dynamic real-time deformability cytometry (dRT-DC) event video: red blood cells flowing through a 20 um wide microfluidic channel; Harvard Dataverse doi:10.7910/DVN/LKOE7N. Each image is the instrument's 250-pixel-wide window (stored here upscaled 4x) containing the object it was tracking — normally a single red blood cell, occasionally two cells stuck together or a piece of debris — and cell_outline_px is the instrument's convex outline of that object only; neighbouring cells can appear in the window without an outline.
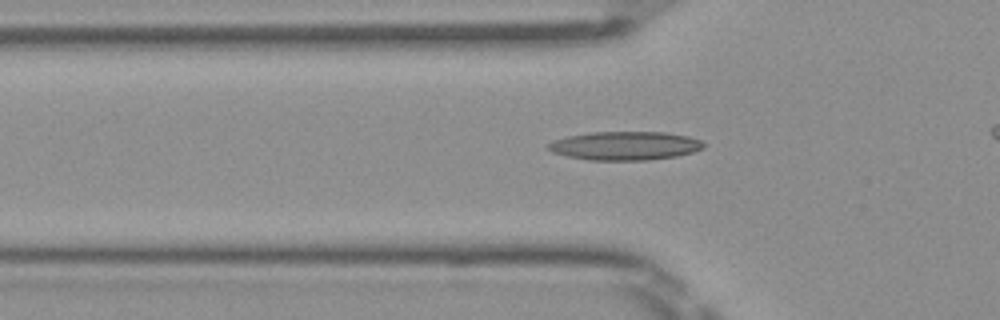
{"species": "Egyptian fruit bat (a non-hibernating species)", "species_latin": "Rousettus aegyptiacus", "temperature_condition": "room temperature", "stored_images_in_passage": 42, "camera_frame_rate_fps": 3000, "um_per_image_px": 0.085, "frame": {"image": 1, "passage_image": 17, "time_ms": 5.333, "image_size_px": [1000, 320], "cell_outline_px": [[704, 148], [692, 152], [676, 156], [648, 160], [588, 160], [568, 156], [552, 152], [548, 148], [548, 144], [552, 140], [568, 136], [588, 132], [664, 132], [688, 136], [700, 140], [704, 144]], "centroid_in_image_um": [53.11, 12.38], "position_along_channel_um": 72.7, "area_um2": 25.89}}
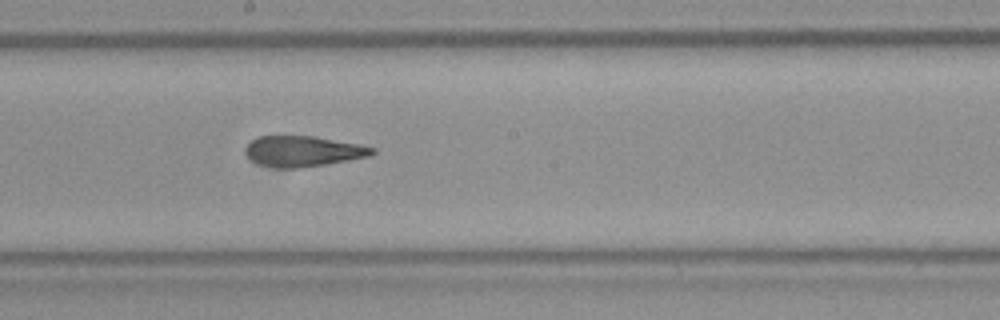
{"frame": {"image": 2, "passage_image": 28, "time_ms": 9.0, "image_size_px": [1000, 320], "cell_outline_px": [[376, 152], [368, 156], [348, 160], [300, 168], [276, 168], [256, 164], [244, 152], [244, 148], [252, 140], [260, 136], [316, 136], [360, 144], [376, 148]], "centroid_in_image_um": [25.75, 12.85], "position_along_channel_um": 222.5, "area_um2": 22.72}}
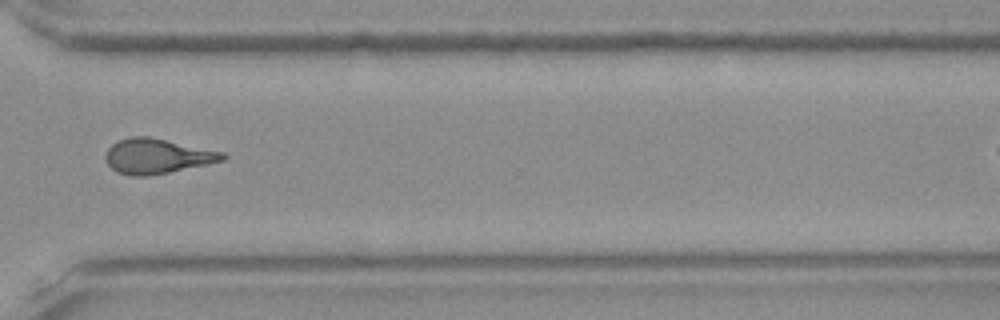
{"frame": {"image": 3, "passage_image": 38, "time_ms": 12.333, "image_size_px": [1000, 320], "cell_outline_px": [[228, 156], [224, 160], [168, 172], [148, 176], [132, 176], [116, 172], [108, 164], [104, 156], [108, 148], [116, 140], [132, 136], [148, 136], [224, 152]], "centroid_in_image_um": [13.32, 13.26], "position_along_channel_um": 357.3, "area_um2": 23.76}}